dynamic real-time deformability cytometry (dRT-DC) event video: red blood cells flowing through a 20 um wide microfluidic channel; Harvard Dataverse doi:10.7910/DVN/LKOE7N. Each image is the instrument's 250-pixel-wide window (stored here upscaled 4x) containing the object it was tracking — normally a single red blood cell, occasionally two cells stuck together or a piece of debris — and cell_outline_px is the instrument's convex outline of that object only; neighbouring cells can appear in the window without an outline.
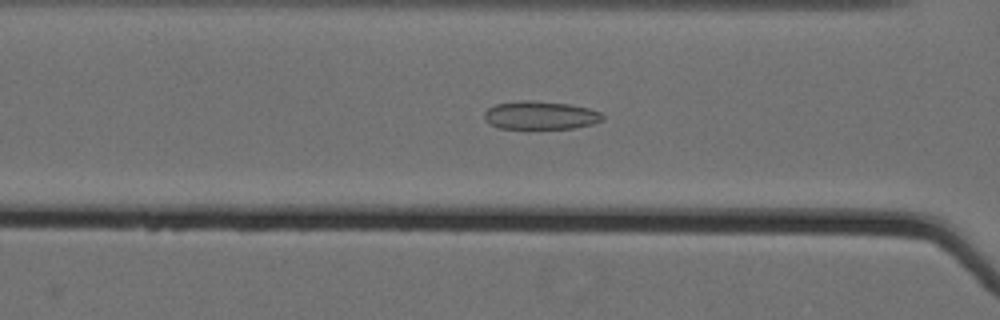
{"species": "Egyptian fruit bat (a non-hibernating species)", "species_latin": "Rousettus aegyptiacus", "temperature_condition": "cold", "stored_images_in_passage": 46, "camera_frame_rate_fps": 3000, "um_per_image_px": 0.085, "animal": {"sex": "female"}, "frame": {"image": 1, "passage_image": 15, "time_ms": 4.667, "image_size_px": [1000, 320], "cell_outline_px": [[604, 120], [592, 124], [576, 128], [500, 128], [488, 124], [484, 120], [484, 112], [488, 108], [496, 104], [520, 100], [528, 100], [568, 104], [588, 108], [600, 112], [604, 116]], "centroid_in_image_um": [45.92, 9.8], "position_along_channel_um": 120.7, "area_um2": 19.48}}
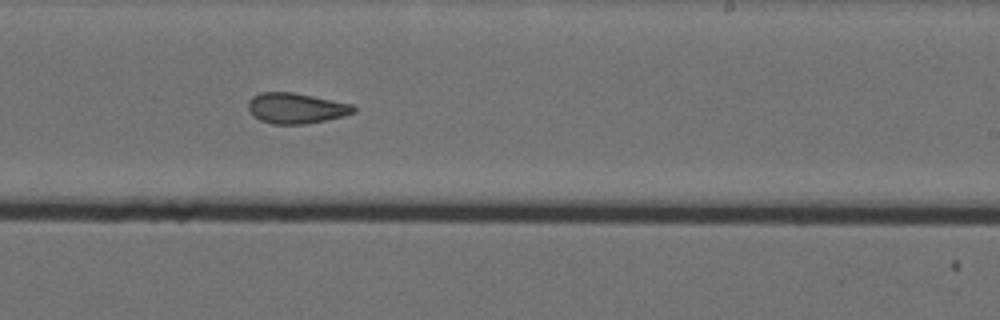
{"frame": {"image": 2, "passage_image": 27, "time_ms": 8.667, "image_size_px": [1000, 320], "cell_outline_px": [[356, 112], [344, 116], [304, 124], [272, 124], [260, 120], [252, 116], [248, 108], [248, 100], [252, 96], [260, 92], [292, 92], [352, 104], [356, 108]], "centroid_in_image_um": [25.13, 9.2], "position_along_channel_um": 263.9, "area_um2": 18.79}}
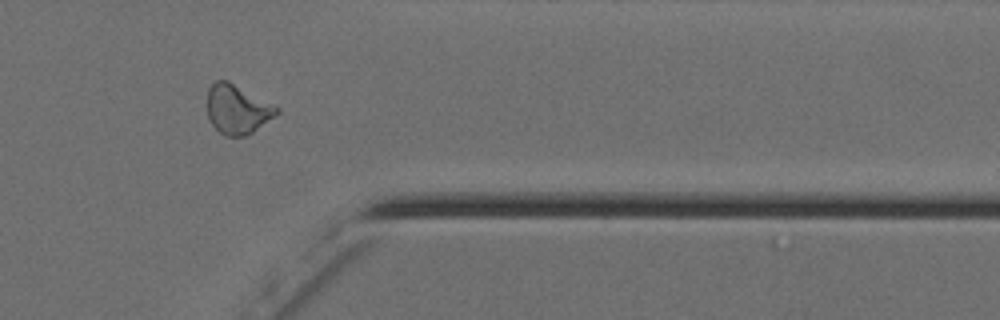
{"frame": {"image": 3, "passage_image": 38, "time_ms": 12.333, "image_size_px": [1000, 320], "cell_outline_px": [[280, 112], [252, 132], [244, 136], [224, 136], [212, 124], [208, 116], [208, 88], [216, 80], [228, 80], [280, 108]], "centroid_in_image_um": [20.17, 9.28], "position_along_channel_um": 391.2, "area_um2": 19.71}, "authors_computed_cell_mechanics": {"area_um2": 19.4786, "velocity_mm_per_s": 3.5738, "shape_relaxation_time_tau1_ms": null, "shape_relaxation_time_tau2_ms": 2.5116, "deformation_change_tau1": null, "deformation_change_tau2": 0.0958}}